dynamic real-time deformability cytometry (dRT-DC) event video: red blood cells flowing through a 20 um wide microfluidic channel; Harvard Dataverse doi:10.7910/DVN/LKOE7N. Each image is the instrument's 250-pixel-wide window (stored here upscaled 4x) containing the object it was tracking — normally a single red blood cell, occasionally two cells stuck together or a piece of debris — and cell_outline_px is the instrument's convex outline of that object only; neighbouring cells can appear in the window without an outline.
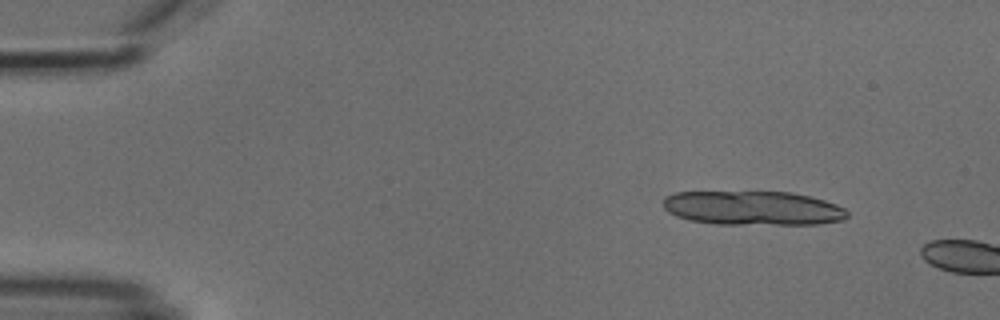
{"species": "common noctule bat (a hibernating species)", "species_latin": "Nyctalus noctula", "temperature_condition": "cold", "stored_images_in_passage": 3, "camera_frame_rate_fps": 3000, "um_per_image_px": 0.085, "animal": {"sex": "male", "body_mass_g": 18.8}, "frame": {"image": 1, "passage_image": 2, "time_ms": 1.333, "image_size_px": [1000, 320], "cell_outline_px": [[848, 216], [844, 220], [816, 224], [716, 224], [688, 220], [676, 216], [668, 212], [664, 208], [664, 196], [676, 192], [792, 192], [824, 200], [836, 204], [844, 208], [848, 212]], "centroid_in_image_um": [63.99, 17.69], "position_along_channel_um": 21.0, "area_um2": 36.76}}